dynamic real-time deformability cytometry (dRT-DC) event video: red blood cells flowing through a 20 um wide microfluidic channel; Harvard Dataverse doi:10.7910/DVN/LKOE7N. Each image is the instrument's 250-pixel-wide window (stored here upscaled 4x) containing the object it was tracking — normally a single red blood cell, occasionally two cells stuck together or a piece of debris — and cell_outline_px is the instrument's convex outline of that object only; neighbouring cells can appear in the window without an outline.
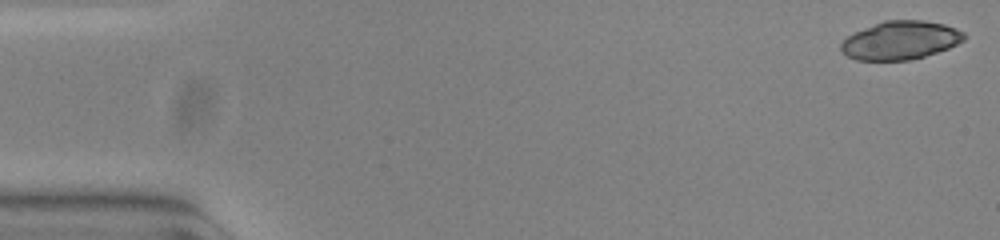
{"species": "common noctule bat (a hibernating species)", "species_latin": "Nyctalus noctula", "temperature_condition": "warm", "stored_images_in_passage": 53, "camera_frame_rate_fps": 3000, "um_per_image_px": 0.085, "animal": {"sex": "female", "body_mass_g": 23.0, "forearm_length_mm": 53.4}, "frame": {"image": 1, "passage_image": 1, "time_ms": 0.0, "image_size_px": [1000, 240], "cell_outline_px": [[964, 40], [948, 48], [924, 56], [908, 60], [856, 60], [848, 56], [840, 48], [840, 44], [848, 36], [864, 28], [884, 20], [924, 20], [944, 24], [956, 28], [964, 32]], "centroid_in_image_um": [76.54, 3.42], "position_along_channel_um": 8.5, "area_um2": 27.28}}
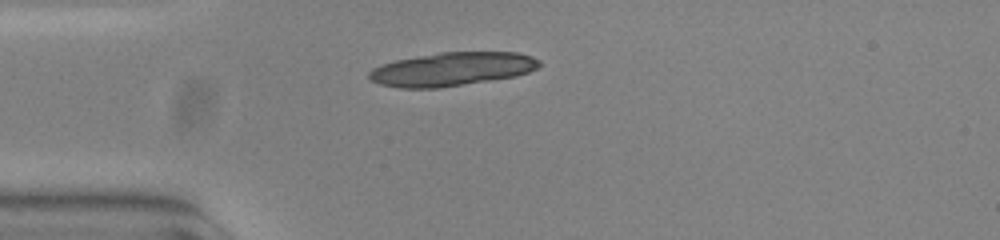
{"frame": {"image": 2, "passage_image": 14, "time_ms": 4.333, "image_size_px": [1000, 240], "cell_outline_px": [[540, 64], [536, 68], [528, 72], [516, 76], [440, 88], [400, 88], [380, 84], [372, 80], [368, 76], [368, 72], [372, 68], [396, 60], [440, 52], [516, 52], [532, 56], [540, 60]], "centroid_in_image_um": [38.42, 5.88], "position_along_channel_um": 46.6, "area_um2": 33.18}, "authors_computed_cell_mechanics": {"area_um2": 29.6514, "velocity_mm_per_s": 3.7755, "shape_relaxation_time_tau1_ms": 2.3318, "shape_relaxation_time_tau2_ms": 3.2379, "deformation_change_tau1": 0.339, "deformation_change_tau2": 0.0694}}